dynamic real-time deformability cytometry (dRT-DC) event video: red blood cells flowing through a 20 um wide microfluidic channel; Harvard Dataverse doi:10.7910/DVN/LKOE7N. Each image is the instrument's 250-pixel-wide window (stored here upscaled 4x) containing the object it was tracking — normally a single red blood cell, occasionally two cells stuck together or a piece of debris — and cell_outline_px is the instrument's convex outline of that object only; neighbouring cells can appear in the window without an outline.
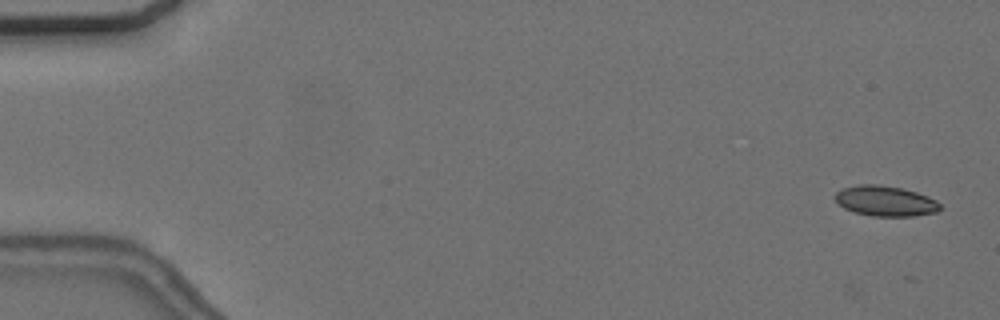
{"species": "common noctule bat (a hibernating species)", "species_latin": "Nyctalus noctula", "temperature_condition": "cold", "stored_images_in_passage": 8, "camera_frame_rate_fps": 3000, "um_per_image_px": 0.085, "animal": {"sex": "female", "body_mass_g": 24.6, "forearm_length_mm": 56.2}, "frame": {"image": 1, "passage_image": 2, "time_ms": 0.333, "image_size_px": [1000, 320], "cell_outline_px": [[940, 208], [936, 212], [912, 216], [872, 216], [856, 212], [844, 208], [832, 196], [836, 192], [844, 188], [860, 184], [876, 184], [900, 188], [916, 192], [928, 196], [936, 200], [940, 204]], "centroid_in_image_um": [75.25, 17.08], "position_along_channel_um": 9.8, "area_um2": 18.38}}